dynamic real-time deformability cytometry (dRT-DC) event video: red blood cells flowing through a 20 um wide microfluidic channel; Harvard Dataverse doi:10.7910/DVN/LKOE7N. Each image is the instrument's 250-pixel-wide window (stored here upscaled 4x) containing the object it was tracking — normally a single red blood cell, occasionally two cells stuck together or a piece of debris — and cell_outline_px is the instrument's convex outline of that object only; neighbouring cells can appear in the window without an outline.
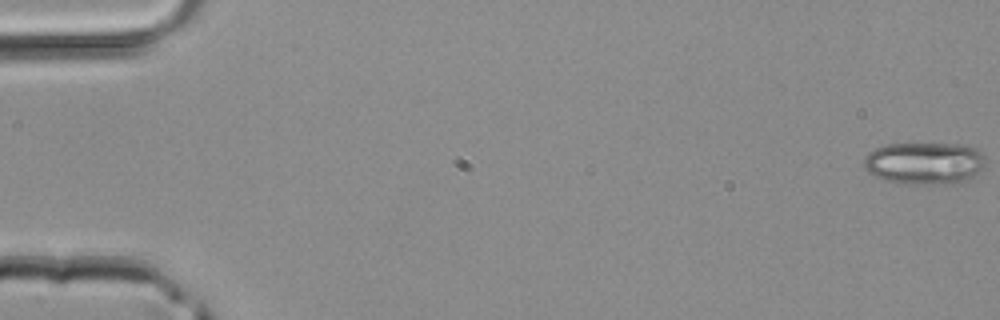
{"species": "common noctule bat (a hibernating species)", "species_latin": "Nyctalus noctula", "temperature_condition": "room temperature", "stored_images_in_passage": 44, "camera_frame_rate_fps": 3000, "um_per_image_px": 0.085, "animal": {"sex": "male", "body_mass_g": 20.4}, "frame": {"image": 1, "passage_image": 1, "time_ms": 0.0, "image_size_px": [1000, 320], "cell_outline_px": [[984, 164], [972, 176], [960, 184], [908, 184], [884, 180], [868, 172], [864, 168], [864, 160], [868, 152], [884, 144], [960, 144], [976, 148], [984, 156]], "centroid_in_image_um": [78.55, 13.87], "position_along_channel_um": 6.4, "area_um2": 29.94}}
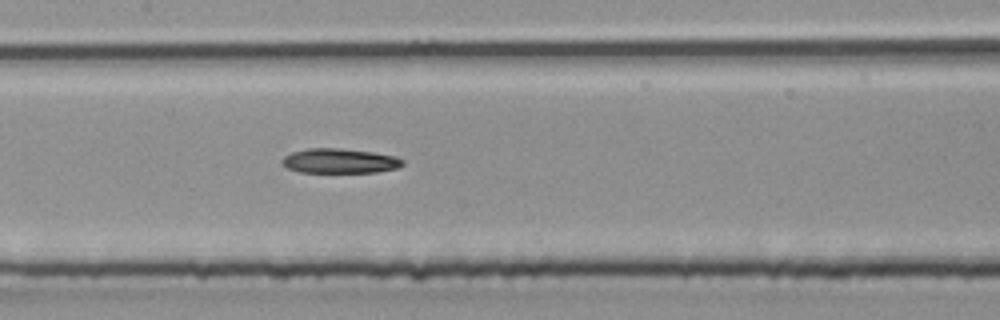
{"frame": {"image": 2, "passage_image": 22, "time_ms": 7.0, "image_size_px": [1000, 320], "cell_outline_px": [[404, 164], [396, 168], [376, 172], [300, 172], [288, 168], [280, 160], [284, 156], [292, 152], [308, 148], [336, 148], [372, 152], [396, 156], [404, 160]], "centroid_in_image_um": [28.87, 13.67], "position_along_channel_um": 178.5, "area_um2": 17.22}}
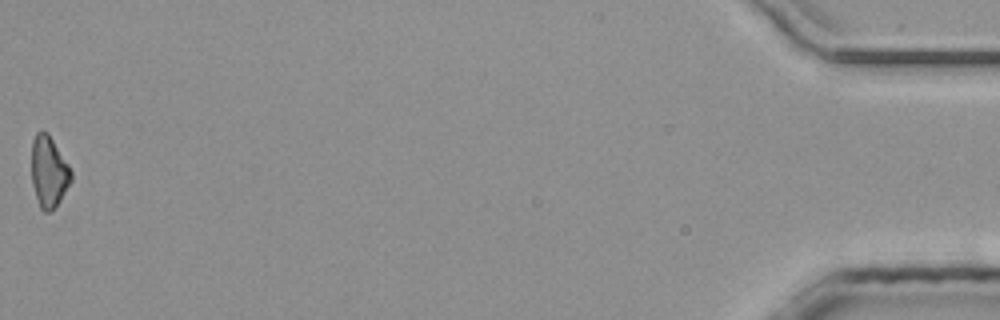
{"frame": {"image": 3, "passage_image": 44, "time_ms": 14.333, "image_size_px": [1000, 320], "cell_outline_px": [[72, 180], [60, 200], [48, 212], [44, 212], [40, 208], [32, 184], [32, 140], [36, 132], [48, 132], [68, 164], [72, 172]], "centroid_in_image_um": [4.15, 14.58], "position_along_channel_um": 431.1, "area_um2": 16.24}}